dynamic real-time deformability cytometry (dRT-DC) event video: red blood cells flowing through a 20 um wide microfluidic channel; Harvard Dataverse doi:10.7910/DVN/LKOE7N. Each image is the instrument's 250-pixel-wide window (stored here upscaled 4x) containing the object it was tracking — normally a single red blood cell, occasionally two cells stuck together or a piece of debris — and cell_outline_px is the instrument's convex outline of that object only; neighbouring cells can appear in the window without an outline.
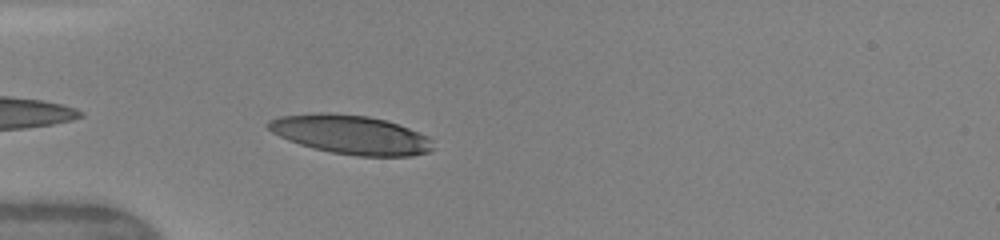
{"species": "human", "species_latin": "Homo sapiens", "temperature_condition": "warm", "stored_images_in_passage": 23, "camera_frame_rate_fps": 3000, "um_per_image_px": 0.085, "donor": {"sex": "female"}, "frame": {"image": 1, "passage_image": 1, "time_ms": 0.0, "image_size_px": [1000, 240], "cell_outline_px": [[432, 148], [428, 152], [412, 156], [356, 156], [332, 152], [312, 148], [288, 140], [272, 132], [264, 124], [268, 120], [280, 116], [316, 112], [328, 112], [368, 116], [384, 120], [408, 128], [428, 136], [432, 140]], "centroid_in_image_um": [29.77, 11.43], "position_along_channel_um": 55.2, "area_um2": 37.45}}